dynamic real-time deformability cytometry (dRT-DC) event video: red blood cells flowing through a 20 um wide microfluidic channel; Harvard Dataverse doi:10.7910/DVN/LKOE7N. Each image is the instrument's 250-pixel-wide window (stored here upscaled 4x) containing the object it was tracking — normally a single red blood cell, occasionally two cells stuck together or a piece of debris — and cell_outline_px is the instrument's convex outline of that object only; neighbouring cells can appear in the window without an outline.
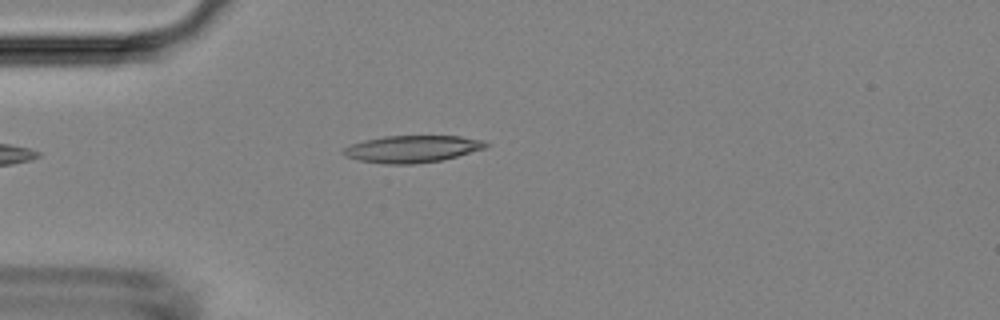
{"species": "Egyptian fruit bat (a non-hibernating species)", "species_latin": "Rousettus aegyptiacus", "temperature_condition": "room temperature", "stored_images_in_passage": 3, "camera_frame_rate_fps": 3000, "um_per_image_px": 0.085, "animal": {"sex": "female"}, "frame": {"image": 1, "passage_image": 3, "time_ms": 4.0, "image_size_px": [1000, 320], "cell_outline_px": [[488, 148], [440, 160], [412, 164], [384, 164], [360, 160], [344, 156], [340, 152], [344, 148], [352, 144], [364, 140], [384, 136], [460, 136], [484, 140], [488, 144]], "centroid_in_image_um": [35.03, 12.65], "position_along_channel_um": 50.0, "area_um2": 22.43}}